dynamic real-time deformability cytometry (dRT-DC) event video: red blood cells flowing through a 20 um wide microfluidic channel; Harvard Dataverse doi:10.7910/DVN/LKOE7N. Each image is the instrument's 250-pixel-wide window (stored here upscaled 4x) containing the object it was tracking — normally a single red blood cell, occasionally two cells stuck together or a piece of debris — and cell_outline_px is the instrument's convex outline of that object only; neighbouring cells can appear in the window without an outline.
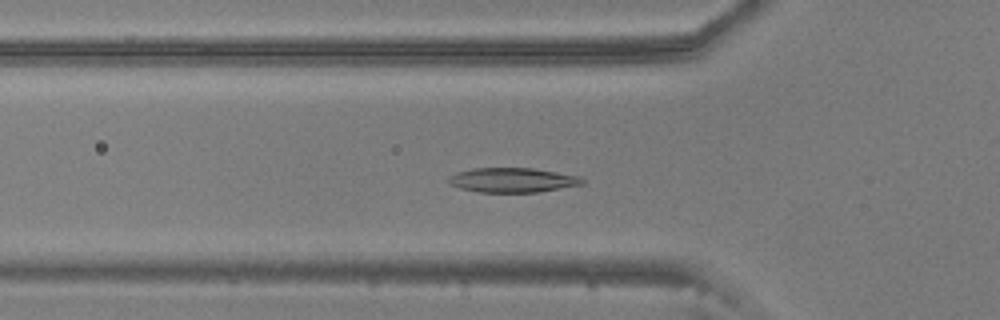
{"species": "common noctule bat (a hibernating species)", "species_latin": "Nyctalus noctula", "temperature_condition": "warm", "stored_images_in_passage": 34, "camera_frame_rate_fps": 3000, "um_per_image_px": 0.085, "animal": {"sex": "male", "body_mass_g": 20.5, "forearm_length_mm": 52.5}, "frame": {"image": 1, "passage_image": 18, "time_ms": 5.667, "image_size_px": [1000, 320], "cell_outline_px": [[584, 184], [540, 192], [480, 192], [460, 188], [448, 184], [448, 176], [456, 172], [472, 168], [532, 168], [580, 176], [584, 180]], "centroid_in_image_um": [43.54, 15.3], "position_along_channel_um": 82.3, "area_um2": 19.25}}
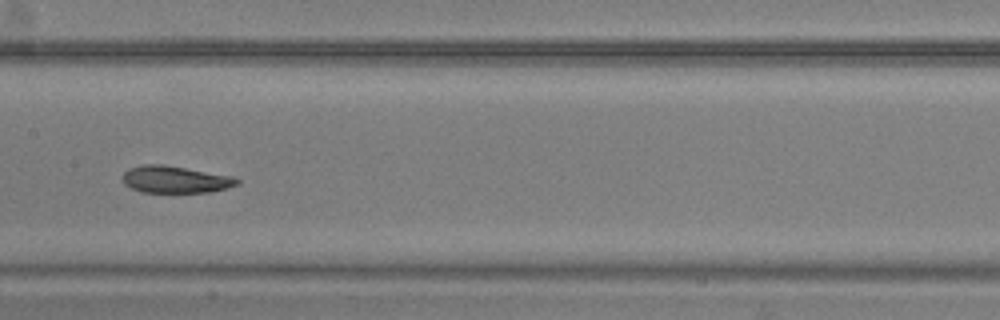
{"frame": {"image": 2, "passage_image": 27, "time_ms": 8.667, "image_size_px": [1000, 320], "cell_outline_px": [[240, 184], [228, 188], [208, 192], [140, 192], [124, 184], [120, 180], [124, 172], [128, 168], [144, 164], [164, 164], [232, 176], [240, 180]], "centroid_in_image_um": [14.87, 15.25], "position_along_channel_um": 192.5, "area_um2": 18.21}}
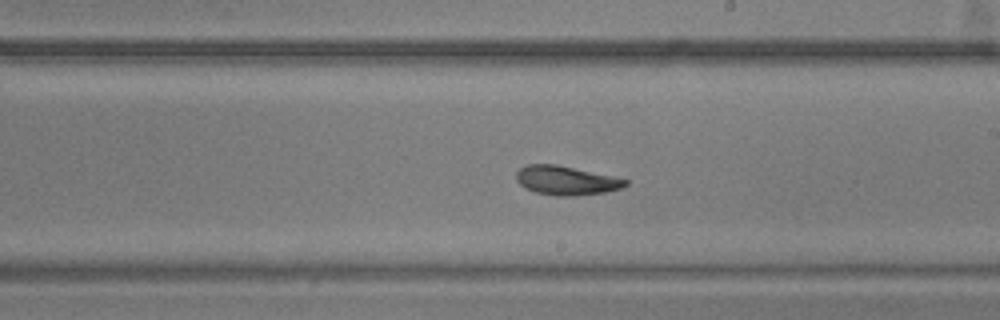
{"frame": {"image": 3, "passage_image": 31, "time_ms": 10.0, "image_size_px": [1000, 320], "cell_outline_px": [[628, 184], [620, 188], [604, 192], [576, 196], [556, 196], [536, 192], [524, 188], [516, 180], [516, 172], [520, 168], [528, 164], [556, 164], [628, 180]], "centroid_in_image_um": [48.07, 15.34], "position_along_channel_um": 240.9, "area_um2": 18.26}}